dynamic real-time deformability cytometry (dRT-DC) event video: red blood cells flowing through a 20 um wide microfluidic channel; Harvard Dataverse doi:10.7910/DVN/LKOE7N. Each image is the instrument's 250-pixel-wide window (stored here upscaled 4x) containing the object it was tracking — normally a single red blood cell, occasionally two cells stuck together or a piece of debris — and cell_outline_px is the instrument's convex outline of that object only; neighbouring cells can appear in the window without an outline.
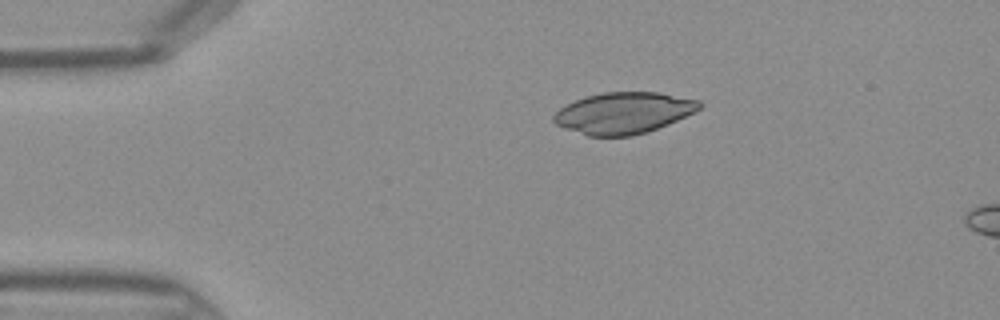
{"species": "Egyptian fruit bat (a non-hibernating species)", "species_latin": "Rousettus aegyptiacus", "temperature_condition": "warm", "stored_images_in_passage": 5, "camera_frame_rate_fps": 3000, "um_per_image_px": 0.085, "frame": {"image": 1, "passage_image": 1, "time_ms": 0.0, "image_size_px": [1000, 320], "cell_outline_px": [[704, 104], [700, 108], [668, 124], [632, 136], [588, 136], [564, 128], [556, 124], [552, 120], [552, 116], [560, 108], [576, 100], [588, 96], [604, 92], [660, 92], [700, 100]], "centroid_in_image_um": [53.0, 9.59], "position_along_channel_um": 32.0, "area_um2": 34.85}}